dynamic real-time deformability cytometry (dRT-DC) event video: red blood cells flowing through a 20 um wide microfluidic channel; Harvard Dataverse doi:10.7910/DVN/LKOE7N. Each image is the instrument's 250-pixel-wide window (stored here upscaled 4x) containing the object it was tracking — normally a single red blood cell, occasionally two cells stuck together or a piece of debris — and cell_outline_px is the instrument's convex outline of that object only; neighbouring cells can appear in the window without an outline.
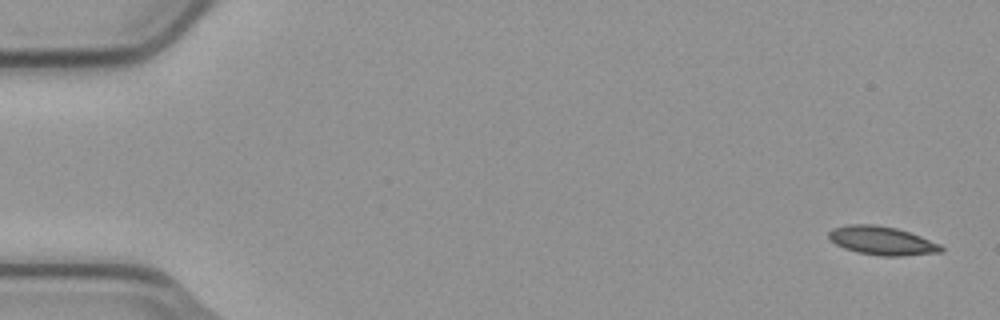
{"species": "common noctule bat (a hibernating species)", "species_latin": "Nyctalus noctula", "temperature_condition": "cold", "stored_images_in_passage": 5, "camera_frame_rate_fps": 3000, "um_per_image_px": 0.085, "animal": {"sex": "male", "body_mass_g": 23.1, "forearm_length_mm": 52.7}, "frame": {"image": 1, "passage_image": 1, "time_ms": 0.0, "image_size_px": [1000, 320], "cell_outline_px": [[944, 252], [900, 256], [880, 256], [860, 252], [844, 248], [836, 244], [828, 236], [828, 232], [832, 228], [848, 224], [876, 224], [896, 228], [920, 236], [940, 244], [944, 248]], "centroid_in_image_um": [74.98, 20.45], "position_along_channel_um": 10.0, "area_um2": 18.67}}